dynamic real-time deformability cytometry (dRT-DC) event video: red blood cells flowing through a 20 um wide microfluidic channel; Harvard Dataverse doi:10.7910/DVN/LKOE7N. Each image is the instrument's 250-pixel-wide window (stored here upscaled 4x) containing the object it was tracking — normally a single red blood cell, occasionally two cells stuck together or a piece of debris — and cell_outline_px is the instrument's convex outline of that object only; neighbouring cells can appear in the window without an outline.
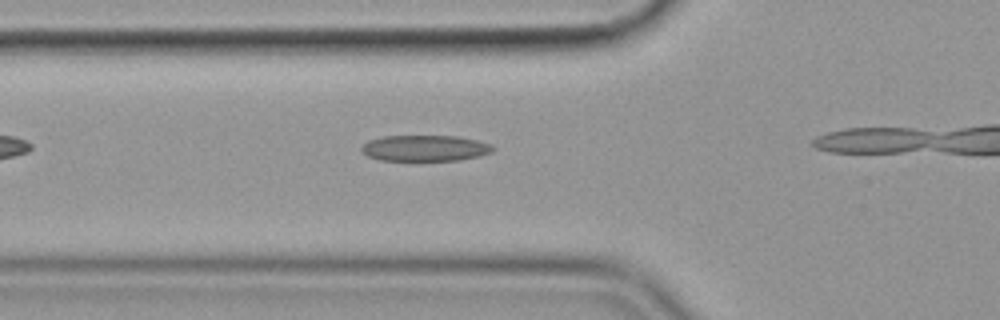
{"species": "common noctule bat (a hibernating species)", "species_latin": "Nyctalus noctula", "temperature_condition": "cold", "stored_images_in_passage": 13, "camera_frame_rate_fps": 3000, "um_per_image_px": 0.085, "animal": {"sex": "female", "body_mass_g": 19.9}, "frame": {"image": 1, "passage_image": 8, "time_ms": 2.333, "image_size_px": [1000, 320], "cell_outline_px": [[496, 148], [492, 152], [480, 156], [460, 160], [380, 160], [368, 156], [360, 152], [360, 148], [368, 140], [380, 136], [456, 136], [476, 140], [492, 144]], "centroid_in_image_um": [36.12, 12.59], "position_along_channel_um": 89.7, "area_um2": 20.06}}
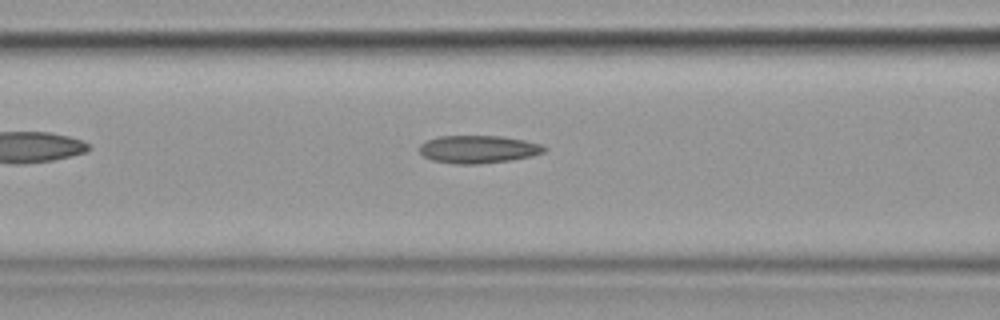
{"frame": {"image": 2, "passage_image": 11, "time_ms": 3.333, "image_size_px": [1000, 320], "cell_outline_px": [[548, 148], [544, 152], [532, 156], [512, 160], [480, 164], [456, 164], [432, 160], [424, 156], [420, 152], [420, 144], [436, 136], [500, 136], [524, 140], [540, 144]], "centroid_in_image_um": [40.66, 12.69], "position_along_channel_um": 125.9, "area_um2": 20.23}}